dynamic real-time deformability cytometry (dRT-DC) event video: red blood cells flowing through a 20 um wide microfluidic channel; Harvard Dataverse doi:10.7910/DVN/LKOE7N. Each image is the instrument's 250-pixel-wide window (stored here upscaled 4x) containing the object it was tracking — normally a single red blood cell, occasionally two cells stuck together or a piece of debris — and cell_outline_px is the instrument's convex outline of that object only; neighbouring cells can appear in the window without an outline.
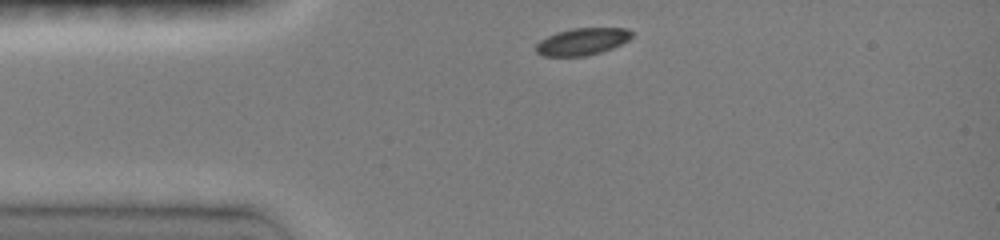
{"species": "common noctule bat (a hibernating species)", "species_latin": "Nyctalus noctula", "temperature_condition": "room temperature", "stored_images_in_passage": 14, "camera_frame_rate_fps": 3000, "um_per_image_px": 0.085, "animal": {"sex": "female", "body_mass_g": 19.0, "forearm_length_mm": 51.5}, "frame": {"image": 1, "passage_image": 1, "time_ms": 0.0, "image_size_px": [1000, 240], "cell_outline_px": [[632, 36], [628, 40], [612, 48], [600, 52], [584, 56], [544, 56], [536, 52], [536, 44], [540, 40], [556, 32], [572, 28], [628, 28], [632, 32]], "centroid_in_image_um": [49.48, 3.52], "position_along_channel_um": 35.5, "area_um2": 15.03}}